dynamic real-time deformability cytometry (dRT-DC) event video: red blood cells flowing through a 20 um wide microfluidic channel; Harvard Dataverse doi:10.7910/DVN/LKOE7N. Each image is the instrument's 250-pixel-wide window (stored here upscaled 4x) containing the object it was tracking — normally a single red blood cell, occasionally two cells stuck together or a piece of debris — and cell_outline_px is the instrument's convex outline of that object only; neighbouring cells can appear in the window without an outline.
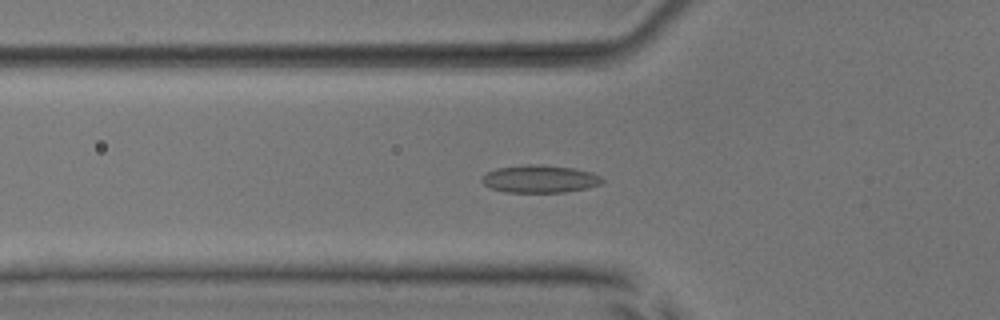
{"species": "common noctule bat (a hibernating species)", "species_latin": "Nyctalus noctula", "temperature_condition": "room temperature", "stored_images_in_passage": 53, "camera_frame_rate_fps": 3000, "um_per_image_px": 0.085, "animal": {"sex": "male", "body_mass_g": 17.9, "forearm_length_mm": 54.2}, "frame": {"image": 1, "passage_image": 19, "time_ms": 6.0, "image_size_px": [1000, 320], "cell_outline_px": [[604, 180], [600, 184], [584, 188], [564, 192], [508, 192], [492, 188], [484, 184], [480, 180], [488, 172], [496, 168], [528, 164], [536, 164], [572, 168], [592, 172], [600, 176]], "centroid_in_image_um": [45.88, 15.2], "position_along_channel_um": 79.9, "area_um2": 19.07}}
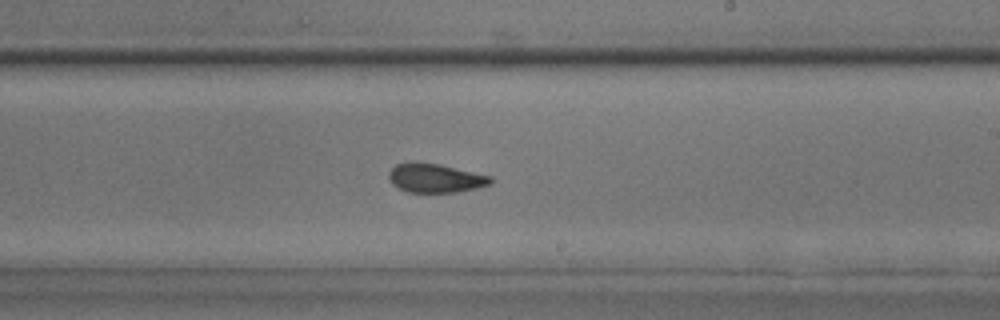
{"frame": {"image": 2, "passage_image": 32, "time_ms": 10.333, "image_size_px": [1000, 320], "cell_outline_px": [[492, 184], [476, 188], [456, 192], [408, 192], [392, 184], [388, 176], [388, 172], [396, 164], [440, 164], [492, 176]], "centroid_in_image_um": [37.05, 15.16], "position_along_channel_um": 252.0, "area_um2": 16.76}}
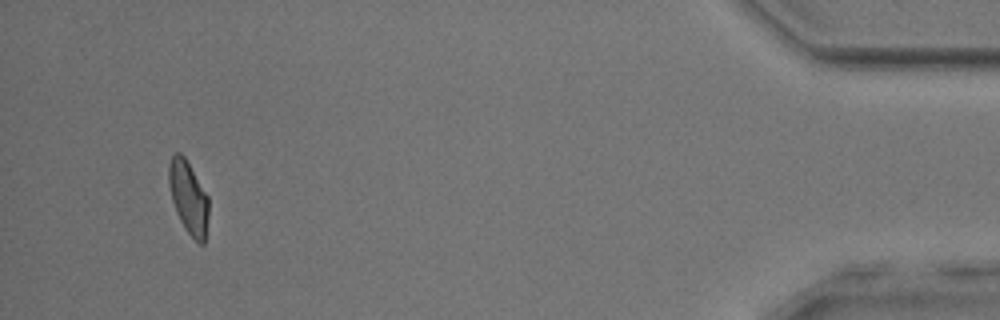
{"frame": {"image": 3, "passage_image": 50, "time_ms": 16.333, "image_size_px": [1000, 320], "cell_outline_px": [[208, 216], [204, 244], [200, 244], [184, 228], [176, 212], [172, 200], [168, 184], [168, 164], [172, 156], [176, 152], [180, 152], [184, 156], [208, 196]], "centroid_in_image_um": [16.0, 16.76], "position_along_channel_um": 419.2, "area_um2": 16.76}, "authors_computed_cell_mechanics": {"area_um2": 17.8602, "velocity_mm_per_s": 3.9822, "shape_relaxation_time_tau1_ms": null, "shape_relaxation_time_tau2_ms": 1.5912, "deformation_change_tau1": null, "deformation_change_tau2": 0.0787}}